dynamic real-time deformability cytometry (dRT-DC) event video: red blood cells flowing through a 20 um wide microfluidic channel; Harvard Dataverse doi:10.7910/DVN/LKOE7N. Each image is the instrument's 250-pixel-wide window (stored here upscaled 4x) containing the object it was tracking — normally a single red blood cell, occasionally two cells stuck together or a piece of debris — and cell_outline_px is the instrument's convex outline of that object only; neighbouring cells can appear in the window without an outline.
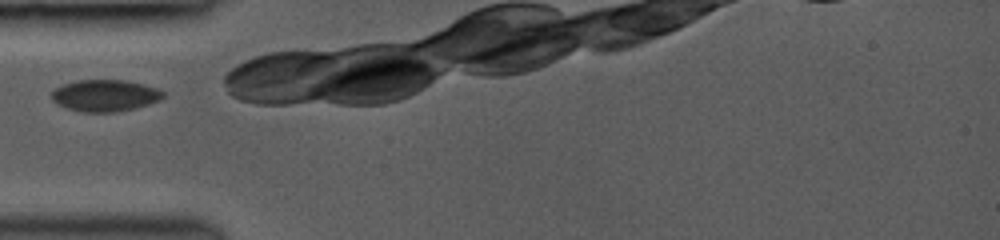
{"species": "common noctule bat (a hibernating species)", "species_latin": "Nyctalus noctula", "temperature_condition": "room temperature", "stored_images_in_passage": 6, "camera_frame_rate_fps": 3000, "um_per_image_px": 0.085, "animal": {"sex": "female", "body_mass_g": 19.0, "forearm_length_mm": 53.3}, "frame": {"image": 1, "passage_image": 1, "time_ms": 0.0, "image_size_px": [1000, 240], "cell_outline_px": [[164, 96], [160, 100], [136, 108], [116, 112], [80, 112], [56, 104], [52, 100], [52, 92], [56, 88], [64, 84], [76, 80], [128, 80], [144, 84], [156, 88], [164, 92]], "centroid_in_image_um": [8.93, 8.12], "position_along_channel_um": 76.1, "area_um2": 20.69}}